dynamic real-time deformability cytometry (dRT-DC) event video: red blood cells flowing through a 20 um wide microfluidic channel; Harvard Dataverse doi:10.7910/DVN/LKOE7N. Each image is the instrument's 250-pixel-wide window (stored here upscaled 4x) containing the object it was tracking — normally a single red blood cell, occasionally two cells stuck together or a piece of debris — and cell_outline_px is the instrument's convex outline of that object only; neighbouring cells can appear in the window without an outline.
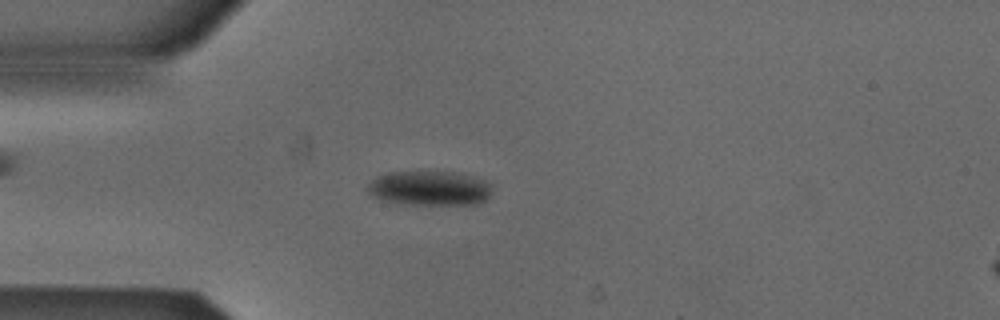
{"species": "Egyptian fruit bat (a non-hibernating species)", "species_latin": "Rousettus aegyptiacus", "temperature_condition": "cold", "stored_images_in_passage": 53, "camera_frame_rate_fps": 3000, "um_per_image_px": 0.085, "animal": {"sex": "male"}, "frame": {"image": 1, "passage_image": 14, "time_ms": 4.333, "image_size_px": [1000, 320], "cell_outline_px": [[492, 192], [484, 200], [476, 204], [408, 204], [380, 200], [368, 192], [368, 184], [376, 176], [388, 172], [452, 172], [472, 176], [484, 180], [492, 184]], "centroid_in_image_um": [36.51, 15.99], "position_along_channel_um": 48.5, "area_um2": 24.97}}
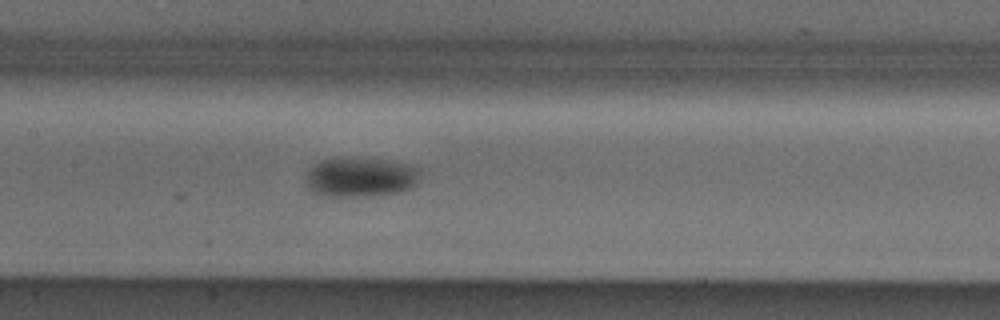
{"frame": {"image": 2, "passage_image": 25, "time_ms": 8.0, "image_size_px": [1000, 320], "cell_outline_px": [[420, 176], [416, 184], [412, 188], [400, 192], [372, 196], [320, 196], [312, 192], [304, 184], [304, 180], [308, 172], [320, 160], [392, 160], [416, 164], [420, 168]], "centroid_in_image_um": [30.71, 15.1], "position_along_channel_um": 176.7, "area_um2": 26.41}}
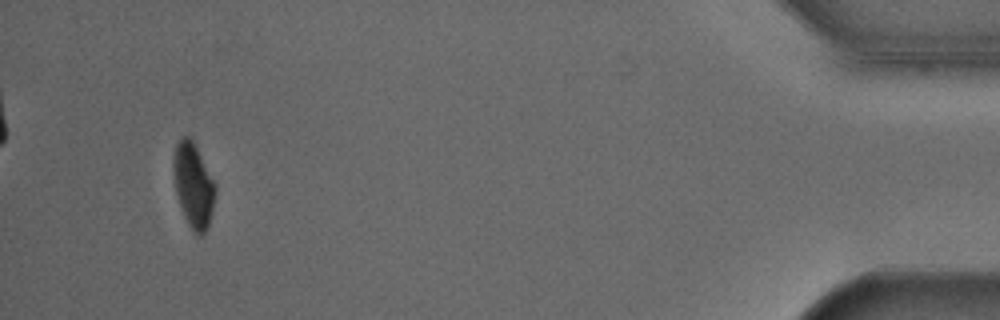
{"frame": {"image": 3, "passage_image": 50, "time_ms": 16.333, "image_size_px": [1000, 320], "cell_outline_px": [[216, 192], [212, 212], [208, 228], [200, 236], [196, 236], [192, 232], [184, 216], [176, 192], [172, 168], [172, 160], [176, 144], [184, 136], [188, 136], [192, 140], [216, 184]], "centroid_in_image_um": [16.44, 15.79], "position_along_channel_um": 418.8, "area_um2": 20.63}, "authors_computed_cell_mechanics": {"area_um2": 24.3916, "velocity_mm_per_s": 3.8478, "shape_relaxation_time_tau1_ms": 4.2626, "shape_relaxation_time_tau2_ms": null, "deformation_change_tau1": 0.1019, "deformation_change_tau2": null}}